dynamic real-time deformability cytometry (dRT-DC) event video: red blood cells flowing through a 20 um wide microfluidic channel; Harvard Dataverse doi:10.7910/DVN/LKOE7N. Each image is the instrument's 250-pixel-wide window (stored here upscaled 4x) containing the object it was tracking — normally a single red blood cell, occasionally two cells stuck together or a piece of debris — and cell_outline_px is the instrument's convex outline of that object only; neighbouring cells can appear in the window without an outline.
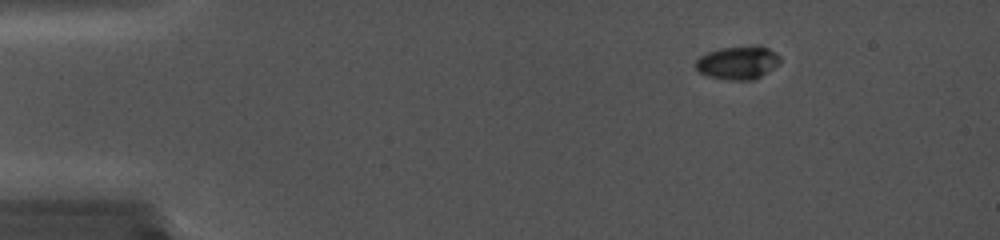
{"species": "common noctule bat (a hibernating species)", "species_latin": "Nyctalus noctula", "temperature_condition": "cold", "stored_images_in_passage": 9, "camera_frame_rate_fps": 5000, "um_per_image_px": 0.085, "animal": {"sex": "female", "body_mass_g": 19.0, "forearm_length_mm": 56.7}, "frame": {"image": 1, "passage_image": 2, "time_ms": 0.2, "image_size_px": [1000, 240], "cell_outline_px": [[780, 64], [760, 76], [752, 80], [740, 80], [712, 76], [700, 72], [696, 68], [696, 60], [700, 56], [708, 52], [720, 48], [756, 44], [760, 44], [776, 52], [780, 56]], "centroid_in_image_um": [62.78, 5.28], "position_along_channel_um": 22.2, "area_um2": 16.3}}
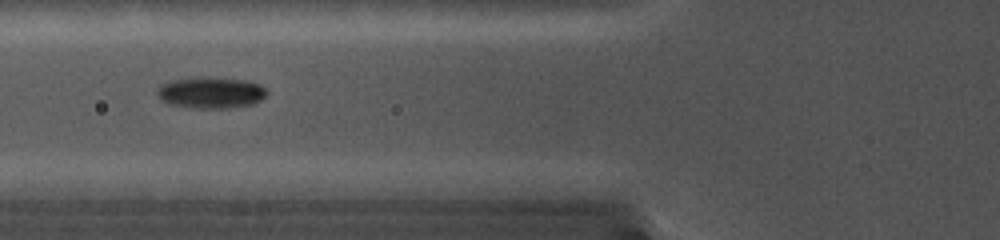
{"frame": {"image": 2, "passage_image": 7, "time_ms": 1.2, "image_size_px": [1000, 240], "cell_outline_px": [[268, 92], [260, 100], [252, 104], [228, 108], [192, 108], [168, 104], [156, 92], [168, 80], [244, 80], [260, 84]], "centroid_in_image_um": [17.96, 7.93], "position_along_channel_um": 107.8, "area_um2": 18.84}}
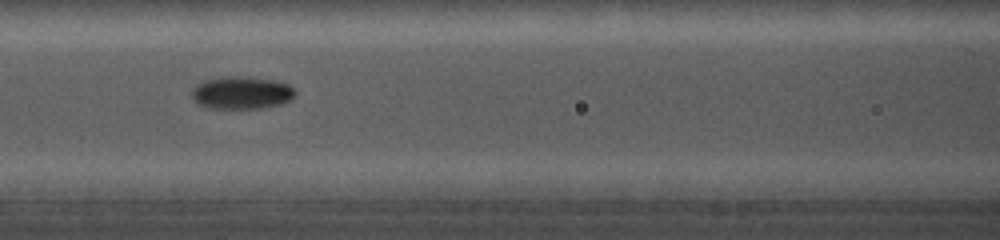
{"frame": {"image": 3, "passage_image": 8, "time_ms": 1.4, "image_size_px": [1000, 240], "cell_outline_px": [[296, 96], [280, 104], [260, 108], [208, 108], [200, 104], [192, 96], [192, 88], [196, 84], [204, 80], [220, 76], [236, 76], [276, 80], [288, 84], [296, 92]], "centroid_in_image_um": [20.52, 7.87], "position_along_channel_um": 146.1, "area_um2": 19.59}}